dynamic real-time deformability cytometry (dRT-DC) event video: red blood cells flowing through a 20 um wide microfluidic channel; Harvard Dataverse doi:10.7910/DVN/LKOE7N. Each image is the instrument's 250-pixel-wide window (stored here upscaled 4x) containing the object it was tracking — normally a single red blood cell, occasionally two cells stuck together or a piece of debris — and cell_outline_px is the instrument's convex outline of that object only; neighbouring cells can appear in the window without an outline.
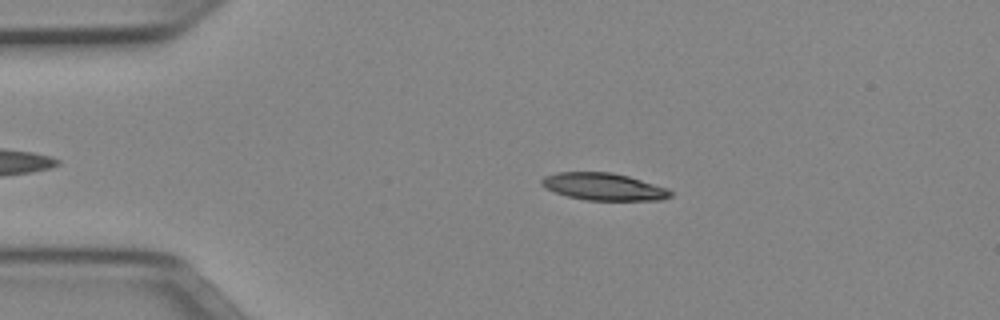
{"species": "Egyptian fruit bat (a non-hibernating species)", "species_latin": "Rousettus aegyptiacus", "temperature_condition": "cold", "stored_images_in_passage": 44, "camera_frame_rate_fps": 3000, "um_per_image_px": 0.085, "animal": {"sex": "female"}, "frame": {"image": 1, "passage_image": 10, "time_ms": 3.0, "image_size_px": [1000, 320], "cell_outline_px": [[672, 196], [660, 200], [588, 200], [568, 196], [544, 188], [540, 184], [540, 180], [544, 176], [556, 172], [612, 172], [628, 176], [668, 188], [672, 192]], "centroid_in_image_um": [51.29, 15.86], "position_along_channel_um": 33.7, "area_um2": 20.46}}
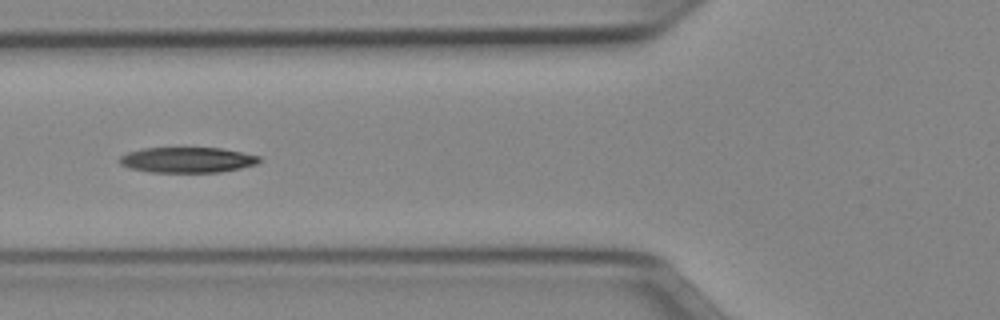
{"frame": {"image": 2, "passage_image": 19, "time_ms": 6.0, "image_size_px": [1000, 320], "cell_outline_px": [[264, 160], [256, 164], [240, 168], [220, 172], [148, 172], [128, 168], [120, 164], [120, 156], [128, 152], [144, 148], [220, 148], [260, 156]], "centroid_in_image_um": [15.92, 13.6], "position_along_channel_um": 109.9, "area_um2": 20.75}}
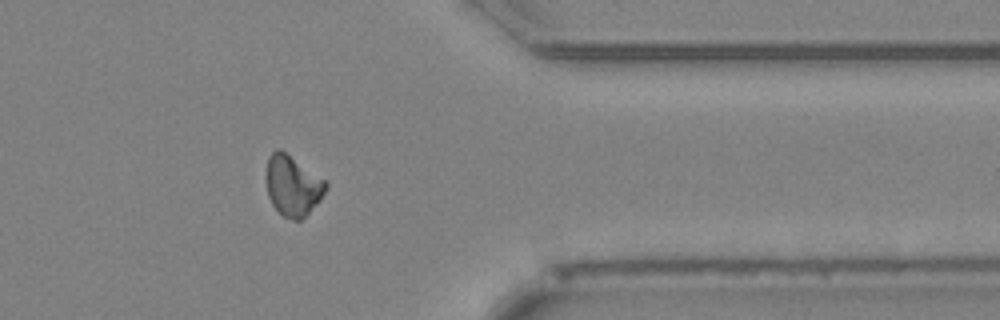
{"frame": {"image": 3, "passage_image": 41, "time_ms": 13.333, "image_size_px": [1000, 320], "cell_outline_px": [[328, 188], [320, 200], [300, 220], [292, 220], [284, 216], [272, 204], [268, 196], [268, 156], [276, 148], [280, 148], [324, 180], [328, 184]], "centroid_in_image_um": [24.89, 15.78], "position_along_channel_um": 386.5, "area_um2": 20.4}}